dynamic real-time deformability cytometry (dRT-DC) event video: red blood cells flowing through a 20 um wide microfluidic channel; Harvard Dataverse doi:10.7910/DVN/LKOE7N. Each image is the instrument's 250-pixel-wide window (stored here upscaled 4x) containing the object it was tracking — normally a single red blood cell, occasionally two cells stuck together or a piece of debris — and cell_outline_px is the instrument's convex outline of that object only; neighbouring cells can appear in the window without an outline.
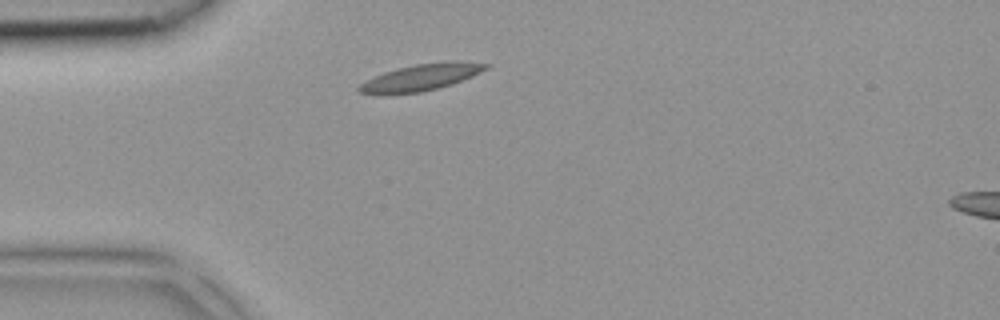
{"species": "common noctule bat (a hibernating species)", "species_latin": "Nyctalus noctula", "temperature_condition": "room temperature", "stored_images_in_passage": 28, "camera_frame_rate_fps": 3000, "um_per_image_px": 0.085, "animal": {"sex": "female", "body_mass_g": 18.4}, "frame": {"image": 1, "passage_image": 1, "time_ms": 0.0, "image_size_px": [1000, 320], "cell_outline_px": [[492, 64], [488, 68], [472, 76], [452, 84], [420, 92], [384, 96], [380, 96], [360, 92], [356, 88], [364, 80], [384, 72], [416, 64], [444, 60], [456, 60]], "centroid_in_image_um": [35.75, 6.58], "position_along_channel_um": 49.2, "area_um2": 20.11}}
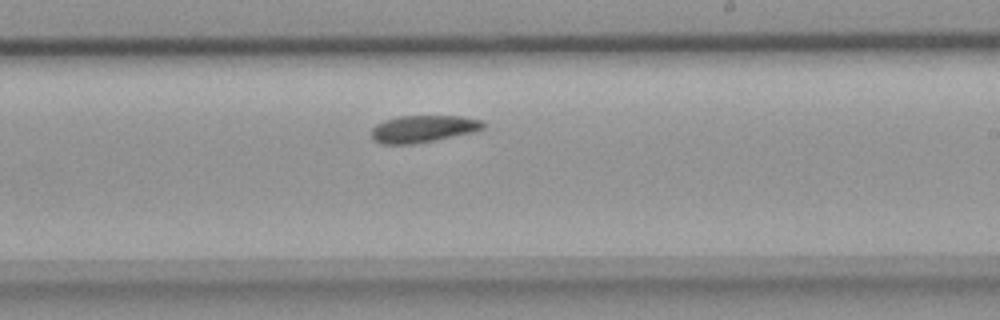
{"frame": {"image": 2, "passage_image": 15, "time_ms": 4.667, "image_size_px": [1000, 320], "cell_outline_px": [[484, 128], [476, 132], [412, 144], [380, 144], [372, 140], [372, 128], [376, 124], [384, 120], [396, 116], [464, 116], [480, 120], [484, 124]], "centroid_in_image_um": [35.94, 10.95], "position_along_channel_um": 253.1, "area_um2": 17.74}}
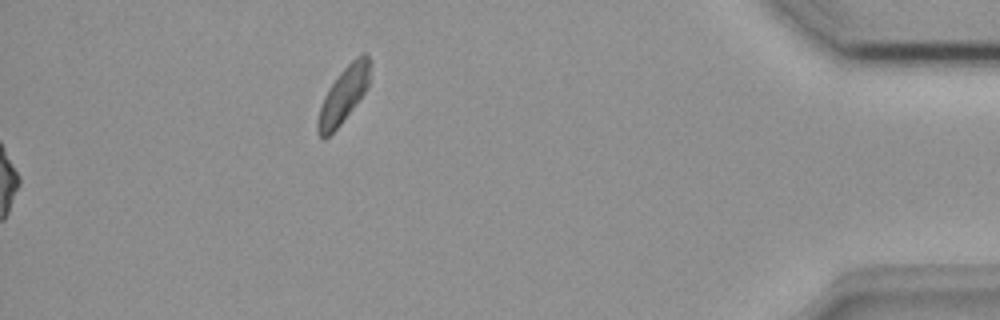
{"frame": {"image": 3, "passage_image": 28, "time_ms": 9.0, "image_size_px": [1000, 320], "cell_outline_px": [[368, 84], [364, 92], [340, 124], [324, 140], [316, 132], [316, 120], [324, 96], [328, 88], [340, 72], [356, 56], [364, 52], [368, 52]], "centroid_in_image_um": [29.14, 8.09], "position_along_channel_um": 406.1, "area_um2": 16.53}}